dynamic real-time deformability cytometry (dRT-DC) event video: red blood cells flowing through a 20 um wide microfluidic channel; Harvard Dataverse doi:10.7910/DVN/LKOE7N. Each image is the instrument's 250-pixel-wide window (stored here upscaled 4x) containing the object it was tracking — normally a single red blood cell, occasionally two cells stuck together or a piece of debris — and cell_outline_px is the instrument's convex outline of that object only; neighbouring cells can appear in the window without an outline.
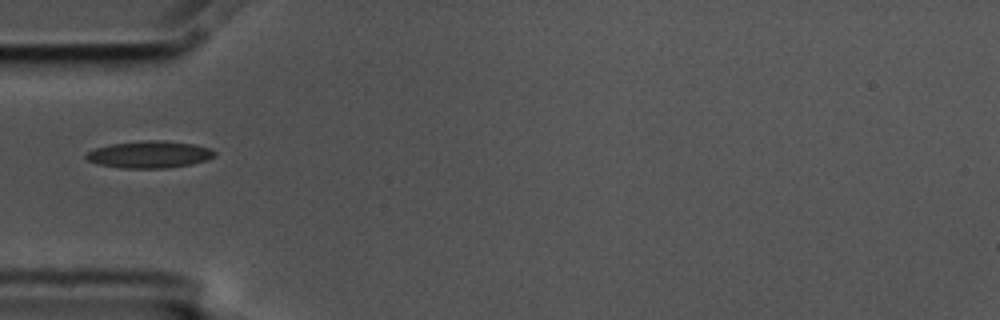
{"species": "common noctule bat (a hibernating species)", "species_latin": "Nyctalus noctula", "temperature_condition": "cold", "stored_images_in_passage": 1, "camera_frame_rate_fps": 3000, "um_per_image_px": 0.085, "animal": {"sex": "male", "body_mass_g": 17.5, "forearm_length_mm": 52.3}, "frame": {"image": 1, "passage_image": 1, "time_ms": 0.0, "image_size_px": [1000, 320], "cell_outline_px": [[216, 156], [208, 160], [192, 164], [168, 168], [120, 168], [96, 164], [88, 160], [84, 156], [88, 152], [96, 148], [108, 144], [144, 140], [164, 140], [196, 144], [212, 148], [216, 152]], "centroid_in_image_um": [12.75, 13.12], "position_along_channel_um": 72.3, "area_um2": 20.63}}